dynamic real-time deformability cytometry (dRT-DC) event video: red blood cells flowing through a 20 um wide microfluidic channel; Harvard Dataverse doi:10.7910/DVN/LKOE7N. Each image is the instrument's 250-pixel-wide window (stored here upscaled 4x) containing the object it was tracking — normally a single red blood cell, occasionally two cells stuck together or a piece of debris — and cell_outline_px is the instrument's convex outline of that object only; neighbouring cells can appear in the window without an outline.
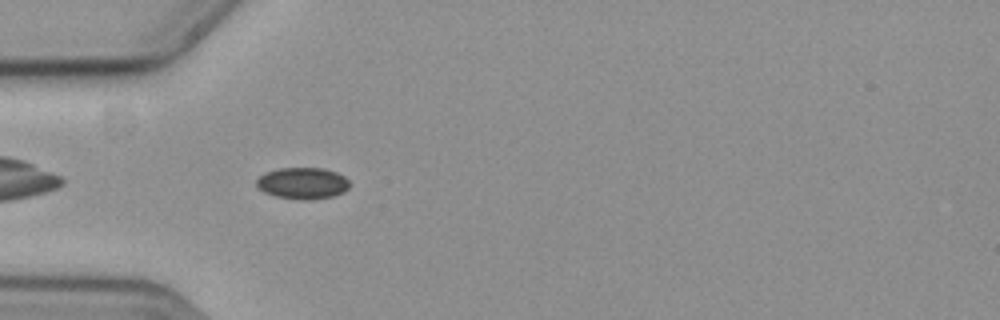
{"species": "common noctule bat (a hibernating species)", "species_latin": "Nyctalus noctula", "temperature_condition": "cold", "stored_images_in_passage": 44, "camera_frame_rate_fps": 3000, "um_per_image_px": 0.085, "animal": {"sex": "female", "body_mass_g": 19.3, "forearm_length_mm": 54.1}, "frame": {"image": 1, "passage_image": 4, "time_ms": 1.0, "image_size_px": [1000, 320], "cell_outline_px": [[348, 188], [344, 192], [332, 196], [304, 200], [276, 196], [264, 192], [256, 184], [256, 180], [264, 172], [280, 168], [324, 168], [336, 172], [344, 176], [348, 180]], "centroid_in_image_um": [25.72, 15.56], "position_along_channel_um": 59.3, "area_um2": 16.94}}
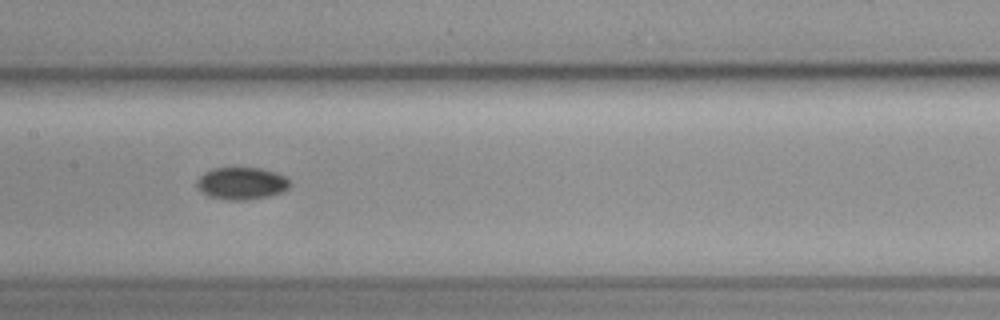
{"frame": {"image": 2, "passage_image": 15, "time_ms": 4.667, "image_size_px": [1000, 320], "cell_outline_px": [[288, 188], [280, 192], [268, 196], [244, 200], [224, 200], [208, 196], [196, 184], [200, 176], [204, 172], [212, 168], [260, 168], [276, 172], [284, 176], [288, 180]], "centroid_in_image_um": [20.51, 15.58], "position_along_channel_um": 186.9, "area_um2": 17.22}}
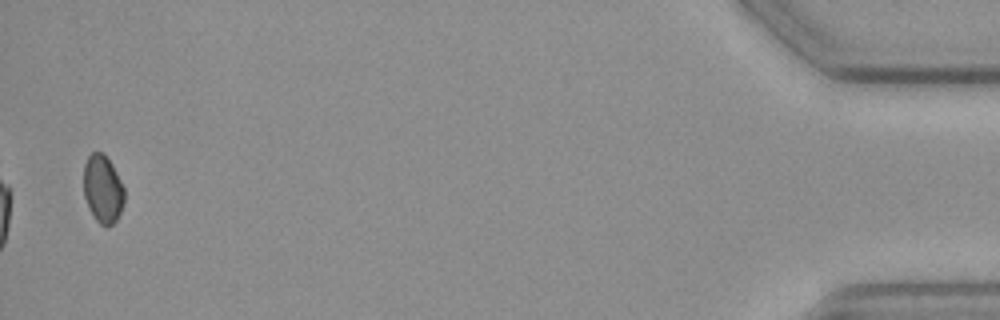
{"frame": {"image": 3, "passage_image": 43, "time_ms": 14.0, "image_size_px": [1000, 320], "cell_outline_px": [[124, 204], [116, 220], [108, 228], [104, 228], [96, 220], [84, 196], [84, 164], [88, 156], [92, 152], [104, 152], [112, 164], [124, 188]], "centroid_in_image_um": [8.75, 16.06], "position_along_channel_um": 426.5, "area_um2": 16.13}}